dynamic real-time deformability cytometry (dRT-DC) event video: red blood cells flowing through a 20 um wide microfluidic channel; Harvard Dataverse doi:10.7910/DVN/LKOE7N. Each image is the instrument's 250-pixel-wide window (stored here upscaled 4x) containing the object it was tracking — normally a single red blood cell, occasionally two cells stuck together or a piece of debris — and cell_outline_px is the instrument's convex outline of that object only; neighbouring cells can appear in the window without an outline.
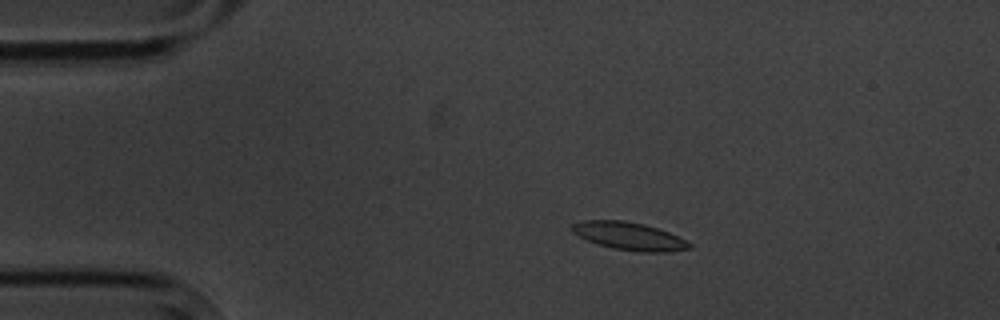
{"species": "common noctule bat (a hibernating species)", "species_latin": "Nyctalus noctula", "temperature_condition": "cold", "stored_images_in_passage": 3, "camera_frame_rate_fps": 3000, "um_per_image_px": 0.085, "animal": {"sex": "male", "body_mass_g": 20.1, "forearm_length_mm": 53.5}, "frame": {"image": 1, "passage_image": 1, "time_ms": 0.0, "image_size_px": [1000, 320], "cell_outline_px": [[692, 248], [664, 252], [640, 252], [612, 248], [588, 240], [572, 232], [572, 224], [584, 220], [624, 220], [644, 224], [668, 232], [692, 244]], "centroid_in_image_um": [53.48, 20.07], "position_along_channel_um": 31.5, "area_um2": 18.73}}